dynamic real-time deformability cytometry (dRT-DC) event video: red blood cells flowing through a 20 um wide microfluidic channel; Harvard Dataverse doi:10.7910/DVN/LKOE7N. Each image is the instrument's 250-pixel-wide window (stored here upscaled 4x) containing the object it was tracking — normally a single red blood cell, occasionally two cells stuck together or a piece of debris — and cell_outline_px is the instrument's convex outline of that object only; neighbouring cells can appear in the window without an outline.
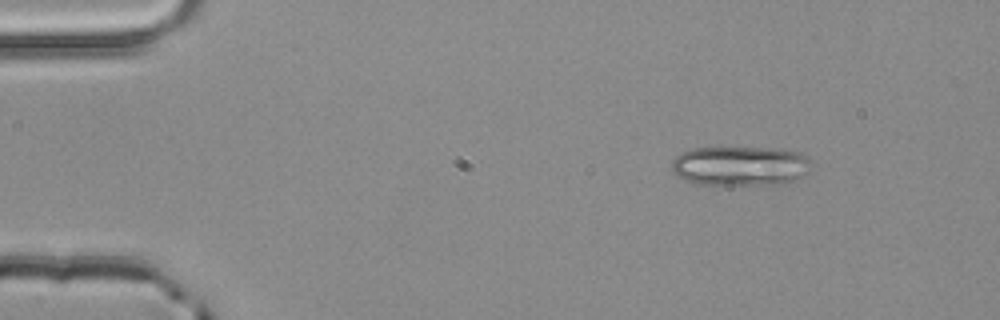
{"species": "common noctule bat (a hibernating species)", "species_latin": "Nyctalus noctula", "temperature_condition": "room temperature", "stored_images_in_passage": 3, "camera_frame_rate_fps": 3000, "um_per_image_px": 0.085, "animal": {"sex": "male", "body_mass_g": 20.4}, "frame": {"image": 1, "passage_image": 1, "time_ms": 0.0, "image_size_px": [1000, 320], "cell_outline_px": [[812, 172], [804, 176], [792, 180], [772, 184], [692, 184], [676, 176], [672, 172], [672, 160], [680, 152], [692, 148], [768, 148], [800, 152], [812, 160]], "centroid_in_image_um": [62.92, 14.1], "position_along_channel_um": 22.1, "area_um2": 32.48}}